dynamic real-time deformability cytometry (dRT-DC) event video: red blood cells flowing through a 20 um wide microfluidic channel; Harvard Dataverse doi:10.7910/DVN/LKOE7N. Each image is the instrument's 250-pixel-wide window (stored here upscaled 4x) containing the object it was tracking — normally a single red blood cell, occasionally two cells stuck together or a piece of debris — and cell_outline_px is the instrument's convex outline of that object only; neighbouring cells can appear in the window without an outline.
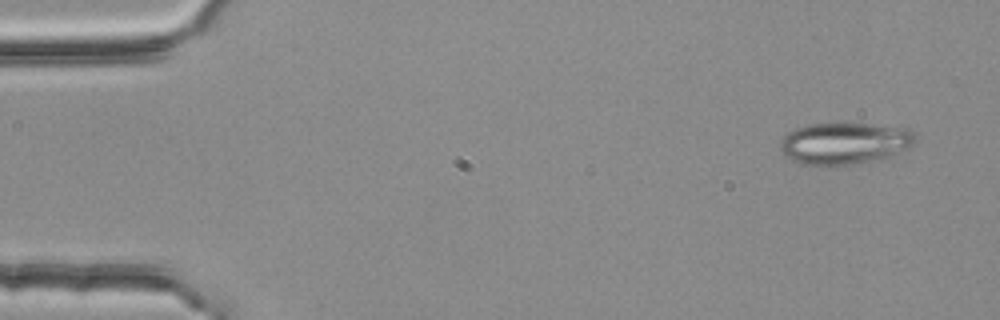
{"species": "common noctule bat (a hibernating species)", "species_latin": "Nyctalus noctula", "temperature_condition": "room temperature", "stored_images_in_passage": 4, "segment_of_instrument_passage": [1, 2], "camera_frame_rate_fps": 3000, "um_per_image_px": 0.085, "animal": {"sex": "female", "body_mass_g": 25.1}, "frame": {"image": 1, "passage_image": 1, "time_ms": 0.0, "image_size_px": [1000, 320], "cell_outline_px": [[916, 144], [896, 156], [880, 160], [852, 164], [804, 164], [792, 160], [784, 156], [780, 148], [780, 140], [788, 132], [796, 128], [812, 124], [868, 124], [908, 128], [916, 136]], "centroid_in_image_um": [71.86, 12.19], "position_along_channel_um": 13.1, "area_um2": 33.0}}